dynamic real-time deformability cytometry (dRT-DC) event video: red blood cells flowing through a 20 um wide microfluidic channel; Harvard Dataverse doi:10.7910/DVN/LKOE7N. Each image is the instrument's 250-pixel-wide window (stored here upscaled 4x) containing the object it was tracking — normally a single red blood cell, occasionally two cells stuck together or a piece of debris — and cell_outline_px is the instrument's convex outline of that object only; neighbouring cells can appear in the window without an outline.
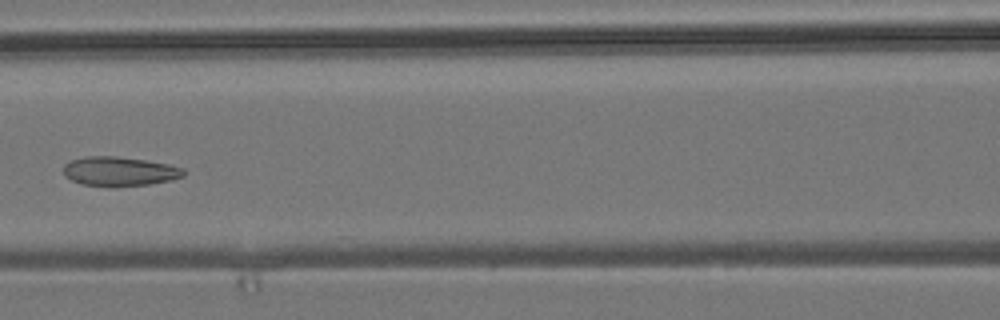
{"species": "common noctule bat (a hibernating species)", "species_latin": "Nyctalus noctula", "temperature_condition": "room temperature", "stored_images_in_passage": 7, "camera_frame_rate_fps": 3000, "um_per_image_px": 0.085, "animal": {"sex": "male", "body_mass_g": 19.2, "forearm_length_mm": 51.8}, "frame": {"image": 1, "passage_image": 6, "time_ms": 5.667, "image_size_px": [1000, 320], "cell_outline_px": [[184, 176], [172, 180], [148, 184], [80, 184], [64, 176], [64, 164], [68, 160], [84, 156], [116, 156], [144, 160], [168, 164], [184, 168]], "centroid_in_image_um": [10.14, 14.52], "position_along_channel_um": 156.5, "area_um2": 19.94}}
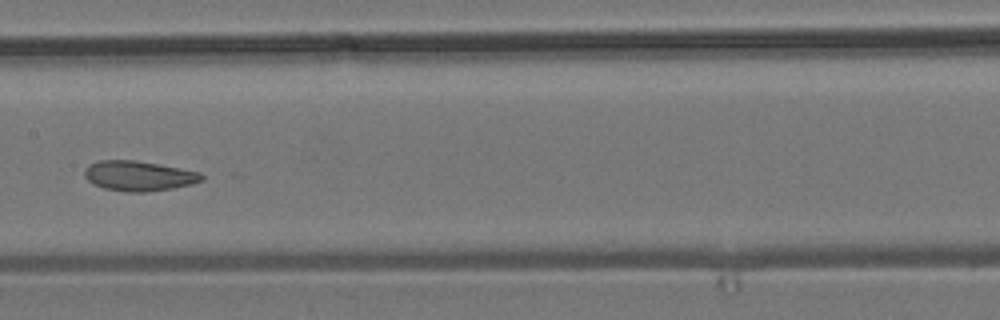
{"frame": {"image": 2, "passage_image": 7, "time_ms": 6.667, "image_size_px": [1000, 320], "cell_outline_px": [[204, 180], [192, 184], [172, 188], [144, 192], [128, 192], [104, 188], [88, 180], [84, 176], [84, 168], [88, 164], [100, 160], [132, 160], [156, 164], [200, 172], [204, 176]], "centroid_in_image_um": [11.78, 14.95], "position_along_channel_um": 195.6, "area_um2": 20.29}}